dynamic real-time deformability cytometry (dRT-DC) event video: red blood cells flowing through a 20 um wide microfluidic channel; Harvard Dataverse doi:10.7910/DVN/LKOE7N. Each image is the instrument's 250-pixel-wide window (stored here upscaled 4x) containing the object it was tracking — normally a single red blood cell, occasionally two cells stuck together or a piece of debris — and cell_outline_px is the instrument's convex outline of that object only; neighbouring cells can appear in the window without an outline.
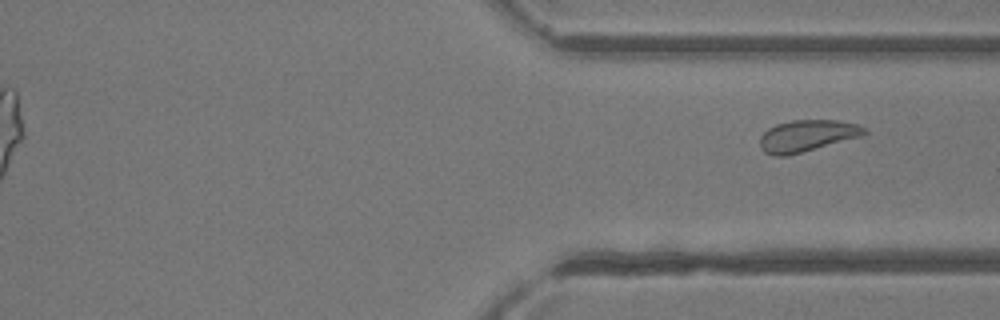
{"species": "common noctule bat (a hibernating species)", "species_latin": "Nyctalus noctula", "temperature_condition": "room temperature", "stored_images_in_passage": 29, "camera_frame_rate_fps": 3000, "um_per_image_px": 0.085, "animal": {"sex": "female"}, "frame": {"image": 1, "passage_image": 29, "time_ms": 9.333, "image_size_px": [1000, 320], "cell_outline_px": [[868, 132], [860, 136], [800, 152], [784, 156], [772, 156], [764, 152], [760, 148], [760, 136], [768, 128], [776, 124], [792, 120], [836, 120], [856, 124], [864, 128]], "centroid_in_image_um": [68.53, 11.53], "position_along_channel_um": 342.9, "area_um2": 18.9}}